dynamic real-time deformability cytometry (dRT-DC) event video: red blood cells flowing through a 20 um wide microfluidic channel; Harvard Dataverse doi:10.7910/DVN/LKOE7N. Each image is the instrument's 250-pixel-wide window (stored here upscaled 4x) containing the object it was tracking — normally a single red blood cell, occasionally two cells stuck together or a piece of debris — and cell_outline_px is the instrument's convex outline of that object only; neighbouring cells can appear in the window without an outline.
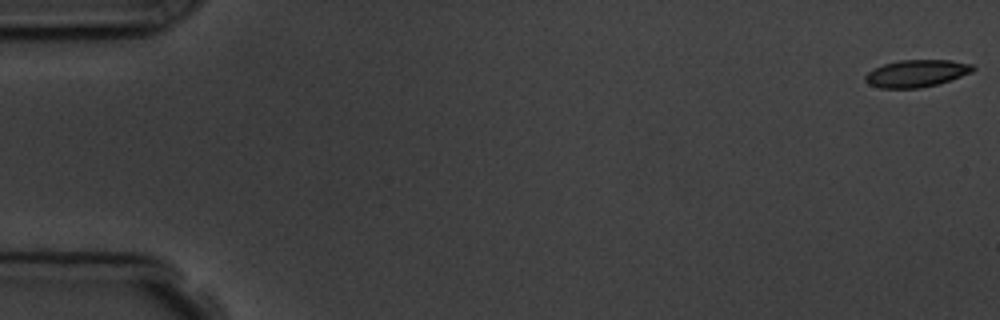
{"species": "common noctule bat (a hibernating species)", "species_latin": "Nyctalus noctula", "temperature_condition": "room temperature", "stored_images_in_passage": 5, "camera_frame_rate_fps": 3000, "um_per_image_px": 0.085, "animal": {"sex": "male", "body_mass_g": 19.5, "forearm_length_mm": 54.6}, "frame": {"image": 1, "passage_image": 1, "time_ms": 0.0, "image_size_px": [1000, 320], "cell_outline_px": [[976, 68], [972, 72], [936, 84], [920, 88], [880, 88], [868, 84], [864, 80], [864, 76], [868, 72], [884, 64], [900, 60], [952, 60], [972, 64]], "centroid_in_image_um": [77.89, 6.23], "position_along_channel_um": 7.1, "area_um2": 16.94}}
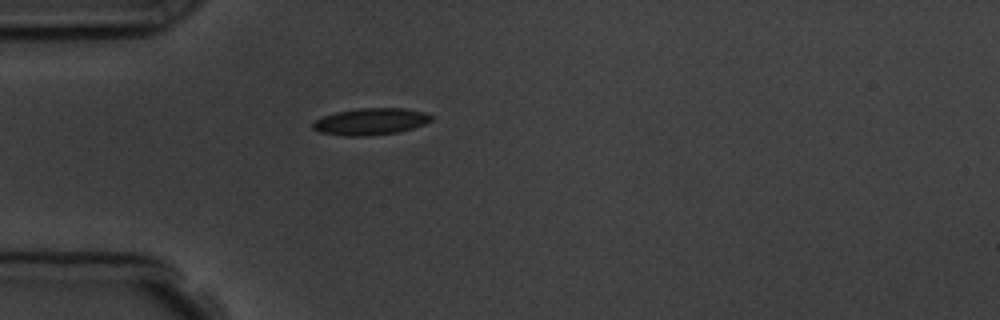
{"frame": {"image": 2, "passage_image": 5, "time_ms": 5.0, "image_size_px": [1000, 320], "cell_outline_px": [[432, 120], [424, 124], [400, 132], [368, 136], [344, 136], [320, 132], [312, 128], [312, 120], [336, 112], [360, 108], [404, 108], [424, 112], [432, 116]], "centroid_in_image_um": [31.48, 10.33], "position_along_channel_um": 53.5, "area_um2": 18.55}}